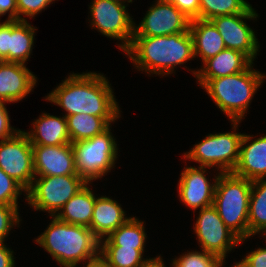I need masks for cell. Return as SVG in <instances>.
<instances>
[{
  "instance_id": "obj_29",
  "label": "cell",
  "mask_w": 266,
  "mask_h": 267,
  "mask_svg": "<svg viewBox=\"0 0 266 267\" xmlns=\"http://www.w3.org/2000/svg\"><path fill=\"white\" fill-rule=\"evenodd\" d=\"M225 263L215 254L191 250L172 259L171 267H223Z\"/></svg>"
},
{
  "instance_id": "obj_34",
  "label": "cell",
  "mask_w": 266,
  "mask_h": 267,
  "mask_svg": "<svg viewBox=\"0 0 266 267\" xmlns=\"http://www.w3.org/2000/svg\"><path fill=\"white\" fill-rule=\"evenodd\" d=\"M5 105H6L5 102L0 101V141L12 137L18 131L21 130L11 126L10 123L11 119L9 117L10 115Z\"/></svg>"
},
{
  "instance_id": "obj_13",
  "label": "cell",
  "mask_w": 266,
  "mask_h": 267,
  "mask_svg": "<svg viewBox=\"0 0 266 267\" xmlns=\"http://www.w3.org/2000/svg\"><path fill=\"white\" fill-rule=\"evenodd\" d=\"M155 2V3H154ZM141 22L134 25L133 37H155L183 33L190 29V18L175 5L155 0Z\"/></svg>"
},
{
  "instance_id": "obj_42",
  "label": "cell",
  "mask_w": 266,
  "mask_h": 267,
  "mask_svg": "<svg viewBox=\"0 0 266 267\" xmlns=\"http://www.w3.org/2000/svg\"><path fill=\"white\" fill-rule=\"evenodd\" d=\"M115 1H119V2H122V3H126L127 2V4L133 2V0H115Z\"/></svg>"
},
{
  "instance_id": "obj_24",
  "label": "cell",
  "mask_w": 266,
  "mask_h": 267,
  "mask_svg": "<svg viewBox=\"0 0 266 267\" xmlns=\"http://www.w3.org/2000/svg\"><path fill=\"white\" fill-rule=\"evenodd\" d=\"M144 222L130 217L117 230L113 231L108 237L100 241V246H123L135 249H145L147 234Z\"/></svg>"
},
{
  "instance_id": "obj_18",
  "label": "cell",
  "mask_w": 266,
  "mask_h": 267,
  "mask_svg": "<svg viewBox=\"0 0 266 267\" xmlns=\"http://www.w3.org/2000/svg\"><path fill=\"white\" fill-rule=\"evenodd\" d=\"M254 62L244 53L225 48L216 56L206 60L201 68L192 70L196 79H215L247 70Z\"/></svg>"
},
{
  "instance_id": "obj_25",
  "label": "cell",
  "mask_w": 266,
  "mask_h": 267,
  "mask_svg": "<svg viewBox=\"0 0 266 267\" xmlns=\"http://www.w3.org/2000/svg\"><path fill=\"white\" fill-rule=\"evenodd\" d=\"M248 225L249 238L266 231V178L252 181Z\"/></svg>"
},
{
  "instance_id": "obj_36",
  "label": "cell",
  "mask_w": 266,
  "mask_h": 267,
  "mask_svg": "<svg viewBox=\"0 0 266 267\" xmlns=\"http://www.w3.org/2000/svg\"><path fill=\"white\" fill-rule=\"evenodd\" d=\"M0 61L9 62V20L0 22Z\"/></svg>"
},
{
  "instance_id": "obj_39",
  "label": "cell",
  "mask_w": 266,
  "mask_h": 267,
  "mask_svg": "<svg viewBox=\"0 0 266 267\" xmlns=\"http://www.w3.org/2000/svg\"><path fill=\"white\" fill-rule=\"evenodd\" d=\"M162 256L146 258L138 267H166Z\"/></svg>"
},
{
  "instance_id": "obj_27",
  "label": "cell",
  "mask_w": 266,
  "mask_h": 267,
  "mask_svg": "<svg viewBox=\"0 0 266 267\" xmlns=\"http://www.w3.org/2000/svg\"><path fill=\"white\" fill-rule=\"evenodd\" d=\"M145 249L100 246V260L106 267H138L146 258Z\"/></svg>"
},
{
  "instance_id": "obj_1",
  "label": "cell",
  "mask_w": 266,
  "mask_h": 267,
  "mask_svg": "<svg viewBox=\"0 0 266 267\" xmlns=\"http://www.w3.org/2000/svg\"><path fill=\"white\" fill-rule=\"evenodd\" d=\"M103 73H70L47 96L51 102L65 111V117L88 114L103 117L110 125L121 117L119 102L111 84Z\"/></svg>"
},
{
  "instance_id": "obj_21",
  "label": "cell",
  "mask_w": 266,
  "mask_h": 267,
  "mask_svg": "<svg viewBox=\"0 0 266 267\" xmlns=\"http://www.w3.org/2000/svg\"><path fill=\"white\" fill-rule=\"evenodd\" d=\"M189 30L193 38L194 57L201 58L202 63L226 48L222 36L210 20L193 19Z\"/></svg>"
},
{
  "instance_id": "obj_30",
  "label": "cell",
  "mask_w": 266,
  "mask_h": 267,
  "mask_svg": "<svg viewBox=\"0 0 266 267\" xmlns=\"http://www.w3.org/2000/svg\"><path fill=\"white\" fill-rule=\"evenodd\" d=\"M26 190L0 168V204L18 205V199Z\"/></svg>"
},
{
  "instance_id": "obj_31",
  "label": "cell",
  "mask_w": 266,
  "mask_h": 267,
  "mask_svg": "<svg viewBox=\"0 0 266 267\" xmlns=\"http://www.w3.org/2000/svg\"><path fill=\"white\" fill-rule=\"evenodd\" d=\"M19 207L18 205L0 204V242L7 240L12 228L20 226L22 219L19 216Z\"/></svg>"
},
{
  "instance_id": "obj_10",
  "label": "cell",
  "mask_w": 266,
  "mask_h": 267,
  "mask_svg": "<svg viewBox=\"0 0 266 267\" xmlns=\"http://www.w3.org/2000/svg\"><path fill=\"white\" fill-rule=\"evenodd\" d=\"M198 213L193 231L199 248L215 254L226 264V254L241 244L240 239L226 227L213 205L202 208Z\"/></svg>"
},
{
  "instance_id": "obj_14",
  "label": "cell",
  "mask_w": 266,
  "mask_h": 267,
  "mask_svg": "<svg viewBox=\"0 0 266 267\" xmlns=\"http://www.w3.org/2000/svg\"><path fill=\"white\" fill-rule=\"evenodd\" d=\"M207 169L210 170L211 167L186 165L180 173L177 186L179 201L194 213L198 209L213 205L215 187L221 172L216 173L217 176L214 175L213 182H210L206 177Z\"/></svg>"
},
{
  "instance_id": "obj_11",
  "label": "cell",
  "mask_w": 266,
  "mask_h": 267,
  "mask_svg": "<svg viewBox=\"0 0 266 267\" xmlns=\"http://www.w3.org/2000/svg\"><path fill=\"white\" fill-rule=\"evenodd\" d=\"M0 168L26 191L35 178L33 149L25 130L0 141Z\"/></svg>"
},
{
  "instance_id": "obj_15",
  "label": "cell",
  "mask_w": 266,
  "mask_h": 267,
  "mask_svg": "<svg viewBox=\"0 0 266 267\" xmlns=\"http://www.w3.org/2000/svg\"><path fill=\"white\" fill-rule=\"evenodd\" d=\"M35 177L78 175L71 143L58 146L32 145Z\"/></svg>"
},
{
  "instance_id": "obj_28",
  "label": "cell",
  "mask_w": 266,
  "mask_h": 267,
  "mask_svg": "<svg viewBox=\"0 0 266 267\" xmlns=\"http://www.w3.org/2000/svg\"><path fill=\"white\" fill-rule=\"evenodd\" d=\"M199 19L246 13L252 5L247 0H199Z\"/></svg>"
},
{
  "instance_id": "obj_12",
  "label": "cell",
  "mask_w": 266,
  "mask_h": 267,
  "mask_svg": "<svg viewBox=\"0 0 266 267\" xmlns=\"http://www.w3.org/2000/svg\"><path fill=\"white\" fill-rule=\"evenodd\" d=\"M258 13L251 7L246 13L218 16L210 21L215 25L228 49L241 51L253 62L260 52V45L255 31L246 20H257Z\"/></svg>"
},
{
  "instance_id": "obj_22",
  "label": "cell",
  "mask_w": 266,
  "mask_h": 267,
  "mask_svg": "<svg viewBox=\"0 0 266 267\" xmlns=\"http://www.w3.org/2000/svg\"><path fill=\"white\" fill-rule=\"evenodd\" d=\"M87 183L71 197L59 211L56 217L66 223L90 228L92 213L95 206L96 194Z\"/></svg>"
},
{
  "instance_id": "obj_6",
  "label": "cell",
  "mask_w": 266,
  "mask_h": 267,
  "mask_svg": "<svg viewBox=\"0 0 266 267\" xmlns=\"http://www.w3.org/2000/svg\"><path fill=\"white\" fill-rule=\"evenodd\" d=\"M111 126L90 139L71 143L76 172L86 183L103 178L116 166L119 148Z\"/></svg>"
},
{
  "instance_id": "obj_41",
  "label": "cell",
  "mask_w": 266,
  "mask_h": 267,
  "mask_svg": "<svg viewBox=\"0 0 266 267\" xmlns=\"http://www.w3.org/2000/svg\"><path fill=\"white\" fill-rule=\"evenodd\" d=\"M158 1L170 4H173L175 2V0H158Z\"/></svg>"
},
{
  "instance_id": "obj_37",
  "label": "cell",
  "mask_w": 266,
  "mask_h": 267,
  "mask_svg": "<svg viewBox=\"0 0 266 267\" xmlns=\"http://www.w3.org/2000/svg\"><path fill=\"white\" fill-rule=\"evenodd\" d=\"M8 13L6 20H18L16 0H0V17Z\"/></svg>"
},
{
  "instance_id": "obj_32",
  "label": "cell",
  "mask_w": 266,
  "mask_h": 267,
  "mask_svg": "<svg viewBox=\"0 0 266 267\" xmlns=\"http://www.w3.org/2000/svg\"><path fill=\"white\" fill-rule=\"evenodd\" d=\"M54 2L55 0H16L18 20H26L25 16L27 18H35V16L43 10L45 11Z\"/></svg>"
},
{
  "instance_id": "obj_16",
  "label": "cell",
  "mask_w": 266,
  "mask_h": 267,
  "mask_svg": "<svg viewBox=\"0 0 266 267\" xmlns=\"http://www.w3.org/2000/svg\"><path fill=\"white\" fill-rule=\"evenodd\" d=\"M37 79L26 64L0 61V101L15 103L24 100L35 89Z\"/></svg>"
},
{
  "instance_id": "obj_20",
  "label": "cell",
  "mask_w": 266,
  "mask_h": 267,
  "mask_svg": "<svg viewBox=\"0 0 266 267\" xmlns=\"http://www.w3.org/2000/svg\"><path fill=\"white\" fill-rule=\"evenodd\" d=\"M116 200L108 196H98L95 201L90 229L101 241L117 230L130 217Z\"/></svg>"
},
{
  "instance_id": "obj_17",
  "label": "cell",
  "mask_w": 266,
  "mask_h": 267,
  "mask_svg": "<svg viewBox=\"0 0 266 267\" xmlns=\"http://www.w3.org/2000/svg\"><path fill=\"white\" fill-rule=\"evenodd\" d=\"M245 133L241 140L239 161L233 173L254 181L266 178V134L258 138Z\"/></svg>"
},
{
  "instance_id": "obj_23",
  "label": "cell",
  "mask_w": 266,
  "mask_h": 267,
  "mask_svg": "<svg viewBox=\"0 0 266 267\" xmlns=\"http://www.w3.org/2000/svg\"><path fill=\"white\" fill-rule=\"evenodd\" d=\"M37 29L28 20H9V62L29 61Z\"/></svg>"
},
{
  "instance_id": "obj_7",
  "label": "cell",
  "mask_w": 266,
  "mask_h": 267,
  "mask_svg": "<svg viewBox=\"0 0 266 267\" xmlns=\"http://www.w3.org/2000/svg\"><path fill=\"white\" fill-rule=\"evenodd\" d=\"M241 121H232V131L208 134L193 145L189 151L184 152L183 159L199 163L203 167H215L221 173L233 172L236 168L240 145L244 133H238Z\"/></svg>"
},
{
  "instance_id": "obj_4",
  "label": "cell",
  "mask_w": 266,
  "mask_h": 267,
  "mask_svg": "<svg viewBox=\"0 0 266 267\" xmlns=\"http://www.w3.org/2000/svg\"><path fill=\"white\" fill-rule=\"evenodd\" d=\"M253 64L240 73L215 79H197L200 87L227 117L241 121L245 118L255 93L261 88L266 74L253 68Z\"/></svg>"
},
{
  "instance_id": "obj_9",
  "label": "cell",
  "mask_w": 266,
  "mask_h": 267,
  "mask_svg": "<svg viewBox=\"0 0 266 267\" xmlns=\"http://www.w3.org/2000/svg\"><path fill=\"white\" fill-rule=\"evenodd\" d=\"M115 0H92L89 5L91 28L107 38L119 40L118 48L125 52L133 39L135 21L127 6Z\"/></svg>"
},
{
  "instance_id": "obj_38",
  "label": "cell",
  "mask_w": 266,
  "mask_h": 267,
  "mask_svg": "<svg viewBox=\"0 0 266 267\" xmlns=\"http://www.w3.org/2000/svg\"><path fill=\"white\" fill-rule=\"evenodd\" d=\"M14 251L5 242H0V267H15Z\"/></svg>"
},
{
  "instance_id": "obj_19",
  "label": "cell",
  "mask_w": 266,
  "mask_h": 267,
  "mask_svg": "<svg viewBox=\"0 0 266 267\" xmlns=\"http://www.w3.org/2000/svg\"><path fill=\"white\" fill-rule=\"evenodd\" d=\"M31 125L32 129L25 131L31 145L58 146L71 143L64 115L54 116L42 112Z\"/></svg>"
},
{
  "instance_id": "obj_2",
  "label": "cell",
  "mask_w": 266,
  "mask_h": 267,
  "mask_svg": "<svg viewBox=\"0 0 266 267\" xmlns=\"http://www.w3.org/2000/svg\"><path fill=\"white\" fill-rule=\"evenodd\" d=\"M124 53L138 71L161 77L175 74L177 66L195 58L190 30L155 37H133Z\"/></svg>"
},
{
  "instance_id": "obj_3",
  "label": "cell",
  "mask_w": 266,
  "mask_h": 267,
  "mask_svg": "<svg viewBox=\"0 0 266 267\" xmlns=\"http://www.w3.org/2000/svg\"><path fill=\"white\" fill-rule=\"evenodd\" d=\"M60 267H77L100 259V240L89 227L51 216L46 230L34 240Z\"/></svg>"
},
{
  "instance_id": "obj_33",
  "label": "cell",
  "mask_w": 266,
  "mask_h": 267,
  "mask_svg": "<svg viewBox=\"0 0 266 267\" xmlns=\"http://www.w3.org/2000/svg\"><path fill=\"white\" fill-rule=\"evenodd\" d=\"M231 267H266V247L247 253L239 262H235Z\"/></svg>"
},
{
  "instance_id": "obj_5",
  "label": "cell",
  "mask_w": 266,
  "mask_h": 267,
  "mask_svg": "<svg viewBox=\"0 0 266 267\" xmlns=\"http://www.w3.org/2000/svg\"><path fill=\"white\" fill-rule=\"evenodd\" d=\"M252 181L233 172L220 173L213 200V206L226 227L233 232L240 243L249 239V199Z\"/></svg>"
},
{
  "instance_id": "obj_40",
  "label": "cell",
  "mask_w": 266,
  "mask_h": 267,
  "mask_svg": "<svg viewBox=\"0 0 266 267\" xmlns=\"http://www.w3.org/2000/svg\"><path fill=\"white\" fill-rule=\"evenodd\" d=\"M83 267H106V265L100 259H98L97 261H94L92 263L85 264V266L83 265Z\"/></svg>"
},
{
  "instance_id": "obj_8",
  "label": "cell",
  "mask_w": 266,
  "mask_h": 267,
  "mask_svg": "<svg viewBox=\"0 0 266 267\" xmlns=\"http://www.w3.org/2000/svg\"><path fill=\"white\" fill-rule=\"evenodd\" d=\"M87 183L79 175L35 177L26 191V202L35 211L56 216L65 203Z\"/></svg>"
},
{
  "instance_id": "obj_26",
  "label": "cell",
  "mask_w": 266,
  "mask_h": 267,
  "mask_svg": "<svg viewBox=\"0 0 266 267\" xmlns=\"http://www.w3.org/2000/svg\"><path fill=\"white\" fill-rule=\"evenodd\" d=\"M66 120L71 143L90 139L110 126L103 117L84 113L66 116Z\"/></svg>"
},
{
  "instance_id": "obj_43",
  "label": "cell",
  "mask_w": 266,
  "mask_h": 267,
  "mask_svg": "<svg viewBox=\"0 0 266 267\" xmlns=\"http://www.w3.org/2000/svg\"><path fill=\"white\" fill-rule=\"evenodd\" d=\"M261 236L266 239V231H264L259 237H261ZM265 242H266V240H265Z\"/></svg>"
},
{
  "instance_id": "obj_35",
  "label": "cell",
  "mask_w": 266,
  "mask_h": 267,
  "mask_svg": "<svg viewBox=\"0 0 266 267\" xmlns=\"http://www.w3.org/2000/svg\"><path fill=\"white\" fill-rule=\"evenodd\" d=\"M173 5L190 18V20L199 19V0H175Z\"/></svg>"
}]
</instances>
